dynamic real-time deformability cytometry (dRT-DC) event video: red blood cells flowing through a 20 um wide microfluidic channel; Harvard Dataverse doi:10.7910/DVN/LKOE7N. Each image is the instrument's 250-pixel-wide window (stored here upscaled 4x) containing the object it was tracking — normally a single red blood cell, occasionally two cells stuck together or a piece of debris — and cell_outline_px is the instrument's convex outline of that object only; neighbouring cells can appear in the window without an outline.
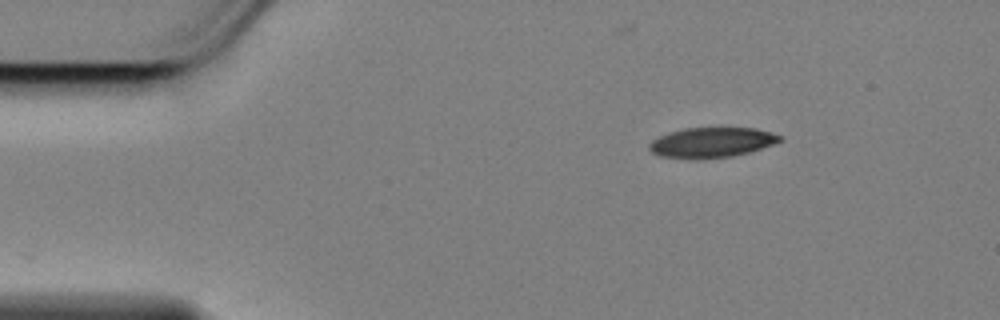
{"species": "Egyptian fruit bat (a non-hibernating species)", "species_latin": "Rousettus aegyptiacus", "temperature_condition": "cold", "stored_images_in_passage": 32, "camera_frame_rate_fps": 3000, "um_per_image_px": 0.085, "animal": {"sex": "female"}, "frame": {"image": 1, "passage_image": 1, "time_ms": 0.0, "image_size_px": [1000, 320], "cell_outline_px": [[784, 140], [748, 152], [732, 156], [692, 160], [660, 156], [652, 152], [648, 148], [648, 144], [652, 140], [660, 136], [684, 128], [756, 128], [784, 136]], "centroid_in_image_um": [60.48, 12.12], "position_along_channel_um": 24.5, "area_um2": 22.95}}
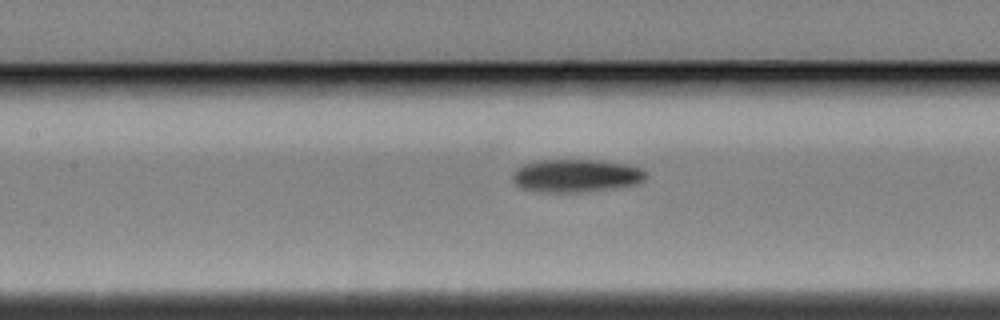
{"frame": {"image": 2, "passage_image": 18, "time_ms": 5.667, "image_size_px": [1000, 320], "cell_outline_px": [[648, 176], [644, 180], [636, 184], [612, 188], [584, 192], [540, 192], [520, 188], [512, 180], [512, 172], [516, 168], [524, 164], [540, 160], [604, 160], [628, 164], [640, 168], [648, 172]], "centroid_in_image_um": [48.97, 14.93], "position_along_channel_um": 158.4, "area_um2": 25.95}}
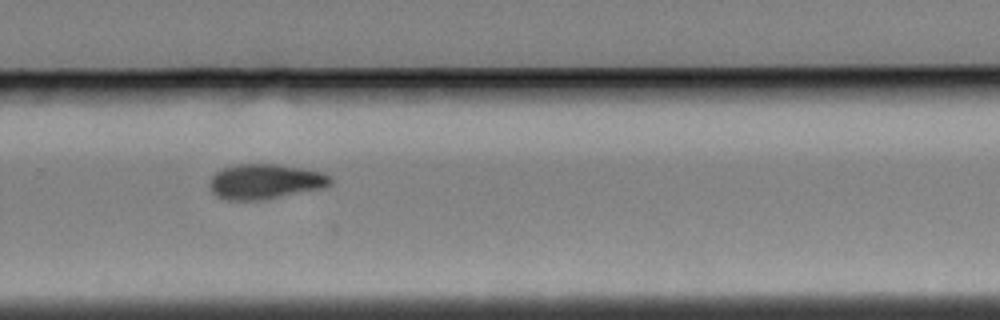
{"frame": {"image": 3, "passage_image": 31, "time_ms": 10.0, "image_size_px": [1000, 320], "cell_outline_px": [[332, 184], [324, 188], [264, 200], [224, 200], [216, 196], [212, 192], [208, 184], [212, 176], [216, 172], [224, 168], [236, 164], [276, 164], [300, 168], [320, 172], [328, 176], [332, 180]], "centroid_in_image_um": [22.51, 15.45], "position_along_channel_um": 307.3, "area_um2": 24.74}}